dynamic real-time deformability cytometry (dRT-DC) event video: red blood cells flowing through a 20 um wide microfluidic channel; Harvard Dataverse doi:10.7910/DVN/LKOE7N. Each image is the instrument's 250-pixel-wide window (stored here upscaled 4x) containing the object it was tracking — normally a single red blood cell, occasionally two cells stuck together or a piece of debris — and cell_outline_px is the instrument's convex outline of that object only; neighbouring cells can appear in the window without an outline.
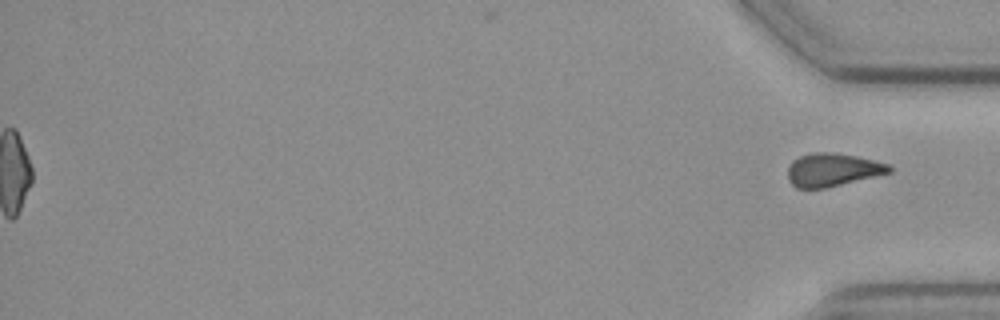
{"species": "common noctule bat (a hibernating species)", "species_latin": "Nyctalus noctula", "temperature_condition": "cold", "stored_images_in_passage": 43, "segment_of_instrument_passage": [2, 2], "camera_frame_rate_fps": 3000, "um_per_image_px": 0.085, "animal": {"sex": "female", "body_mass_g": 19.3, "forearm_length_mm": 54.1}, "frame": {"image": 1, "passage_image": 43, "time_ms": 14.0, "image_size_px": [1000, 320], "cell_outline_px": [[892, 172], [824, 188], [796, 188], [788, 180], [788, 164], [792, 160], [800, 156], [812, 152], [832, 152], [856, 156], [888, 164], [892, 168]], "centroid_in_image_um": [70.72, 14.42], "position_along_channel_um": 364.5, "area_um2": 19.48}}